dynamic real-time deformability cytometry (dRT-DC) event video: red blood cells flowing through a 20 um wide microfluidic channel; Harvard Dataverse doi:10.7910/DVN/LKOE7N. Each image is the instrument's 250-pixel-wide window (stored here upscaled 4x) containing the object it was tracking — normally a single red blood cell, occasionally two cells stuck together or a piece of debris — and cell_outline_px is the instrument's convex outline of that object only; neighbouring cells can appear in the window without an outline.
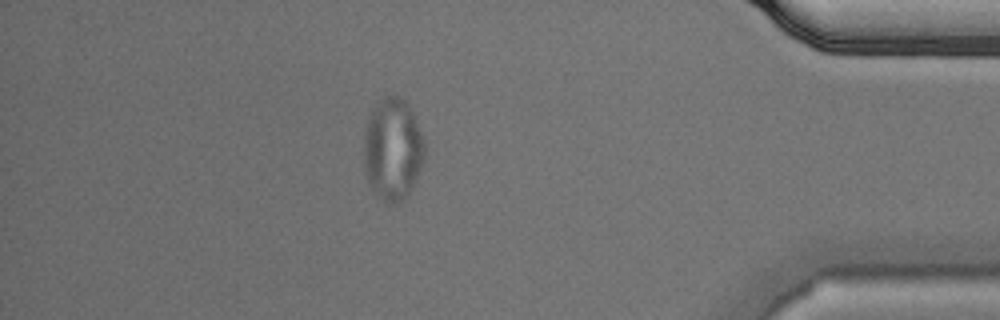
{"species": "Egyptian fruit bat (a non-hibernating species)", "species_latin": "Rousettus aegyptiacus", "temperature_condition": "cold", "stored_images_in_passage": 49, "camera_frame_rate_fps": 3000, "um_per_image_px": 0.085, "animal": {"sex": "male"}, "frame": {"image": 1, "passage_image": 42, "time_ms": 13.667, "image_size_px": [1000, 320], "cell_outline_px": [[424, 160], [412, 188], [408, 196], [404, 200], [396, 204], [388, 204], [376, 196], [368, 180], [364, 168], [364, 128], [368, 116], [376, 100], [384, 96], [400, 96], [408, 104], [412, 112], [424, 140]], "centroid_in_image_um": [33.36, 12.69], "position_along_channel_um": 401.8, "area_um2": 36.7}, "authors_computed_cell_mechanics": {"area_um2": 29.1312, "velocity_mm_per_s": 3.6143, "shape_relaxation_time_tau1_ms": null, "shape_relaxation_time_tau2_ms": 1.0356, "deformation_change_tau1": null, "deformation_change_tau2": 0.0532}}